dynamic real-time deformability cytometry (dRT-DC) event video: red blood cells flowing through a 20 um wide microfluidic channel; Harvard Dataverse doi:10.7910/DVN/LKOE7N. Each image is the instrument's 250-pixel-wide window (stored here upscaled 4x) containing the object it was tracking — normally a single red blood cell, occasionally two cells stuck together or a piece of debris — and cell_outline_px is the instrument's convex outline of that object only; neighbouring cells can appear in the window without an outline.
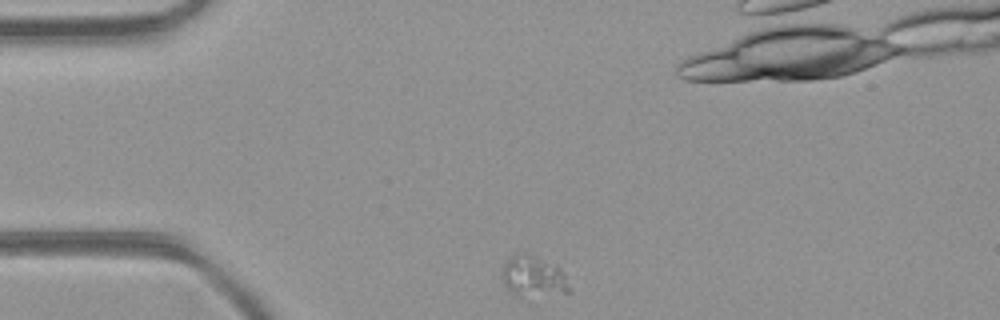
{"species": "common noctule bat (a hibernating species)", "species_latin": "Nyctalus noctula", "temperature_condition": "room temperature", "stored_images_in_passage": 39, "camera_frame_rate_fps": 3000, "um_per_image_px": 0.085, "animal": {"sex": "female", "body_mass_g": 21.9}, "frame": {"image": 1, "passage_image": 1, "time_ms": 0.0, "image_size_px": [1000, 320], "cell_outline_px": [[572, 292], [520, 296], [516, 296], [504, 284], [500, 276], [500, 272], [508, 256], [516, 252], [524, 252], [564, 272]], "centroid_in_image_um": [45.25, 23.49], "position_along_channel_um": 39.7, "area_um2": 15.72}}
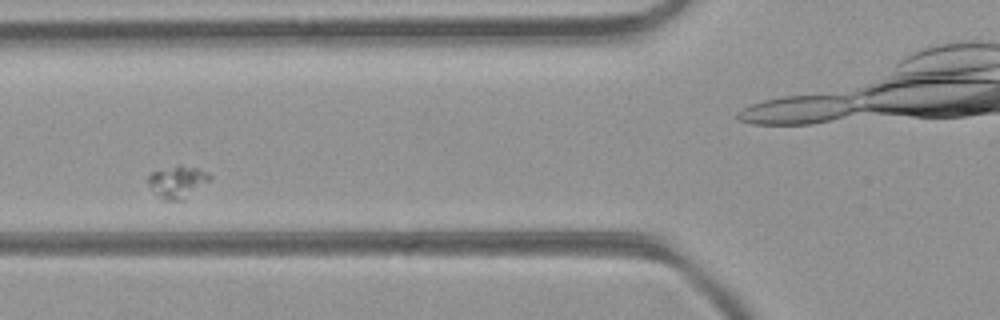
{"frame": {"image": 2, "passage_image": 9, "time_ms": 2.667, "image_size_px": [1000, 320], "cell_outline_px": [[212, 176], [208, 180], [184, 200], [164, 200], [148, 184], [148, 176], [152, 172], [176, 164], [180, 164], [196, 168], [208, 172]], "centroid_in_image_um": [15.08, 15.42], "position_along_channel_um": 110.7, "area_um2": 11.33}}
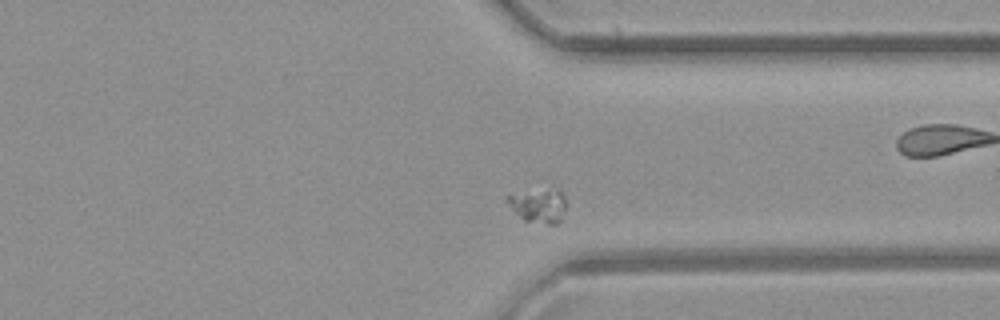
{"frame": {"image": 3, "passage_image": 28, "time_ms": 9.0, "image_size_px": [1000, 320], "cell_outline_px": [[568, 204], [560, 220], [556, 224], [548, 224], [524, 220], [504, 200], [504, 196], [544, 192], [560, 192], [564, 196]], "centroid_in_image_um": [45.81, 17.55], "position_along_channel_um": 365.6, "area_um2": 10.81}}